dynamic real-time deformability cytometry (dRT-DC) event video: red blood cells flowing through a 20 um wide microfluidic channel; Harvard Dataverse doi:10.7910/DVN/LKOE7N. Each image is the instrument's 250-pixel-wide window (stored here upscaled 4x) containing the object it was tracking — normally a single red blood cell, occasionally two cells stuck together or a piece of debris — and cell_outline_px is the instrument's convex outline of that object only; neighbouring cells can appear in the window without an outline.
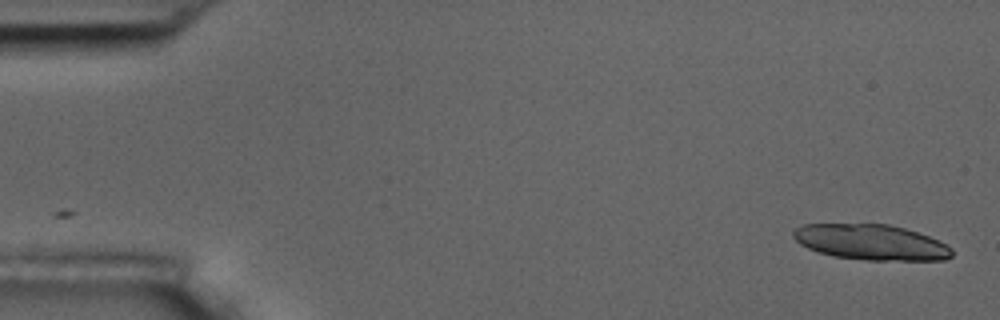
{"species": "common noctule bat (a hibernating species)", "species_latin": "Nyctalus noctula", "temperature_condition": "room temperature", "stored_images_in_passage": 2, "camera_frame_rate_fps": 3000, "um_per_image_px": 0.085, "animal": {"sex": "male", "body_mass_g": 17.5, "forearm_length_mm": 52.3}, "frame": {"image": 1, "passage_image": 2, "time_ms": 1.333, "image_size_px": [1000, 320], "cell_outline_px": [[952, 256], [944, 260], [864, 260], [832, 256], [816, 252], [800, 244], [792, 236], [792, 232], [800, 224], [888, 224], [904, 228], [928, 236], [952, 248]], "centroid_in_image_um": [73.99, 20.59], "position_along_channel_um": 11.0, "area_um2": 32.83}}